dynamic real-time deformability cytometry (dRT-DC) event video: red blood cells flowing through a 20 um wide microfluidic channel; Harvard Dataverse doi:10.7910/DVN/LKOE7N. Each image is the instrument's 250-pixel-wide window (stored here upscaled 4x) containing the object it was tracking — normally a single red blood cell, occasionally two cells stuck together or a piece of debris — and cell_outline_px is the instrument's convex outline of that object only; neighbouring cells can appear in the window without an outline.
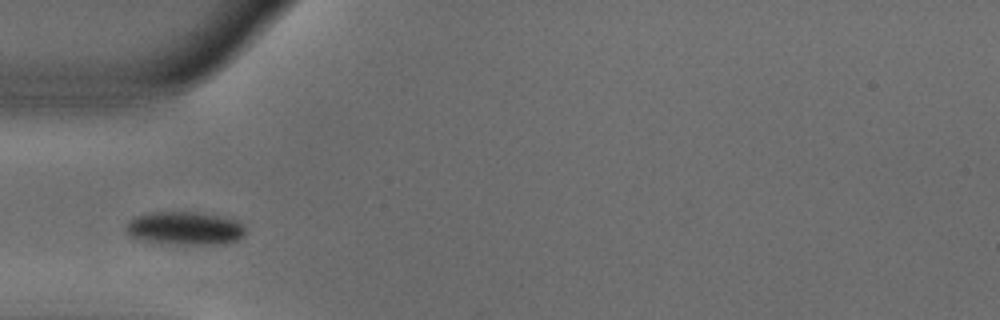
{"species": "common noctule bat (a hibernating species)", "species_latin": "Nyctalus noctula", "temperature_condition": "warm", "stored_images_in_passage": 37, "camera_frame_rate_fps": 3000, "um_per_image_px": 0.085, "animal": {"sex": "male", "body_mass_g": 18.8}, "frame": {"image": 1, "passage_image": 1, "time_ms": 0.0, "image_size_px": [1000, 320], "cell_outline_px": [[244, 236], [236, 240], [224, 244], [176, 244], [144, 240], [132, 236], [124, 228], [124, 224], [128, 220], [136, 216], [148, 212], [196, 212], [224, 216], [236, 220], [244, 228]], "centroid_in_image_um": [15.7, 19.39], "position_along_channel_um": 69.3, "area_um2": 23.12}}
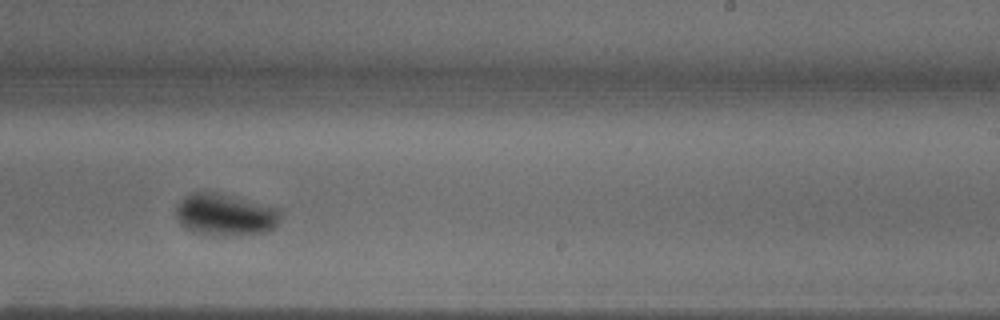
{"frame": {"image": 2, "passage_image": 17, "time_ms": 5.333, "image_size_px": [1000, 320], "cell_outline_px": [[280, 216], [276, 224], [268, 232], [216, 236], [212, 236], [192, 232], [184, 228], [176, 216], [176, 208], [180, 200], [184, 196], [192, 192], [220, 192], [280, 208]], "centroid_in_image_um": [19.12, 18.24], "position_along_channel_um": 269.9, "area_um2": 25.84}}
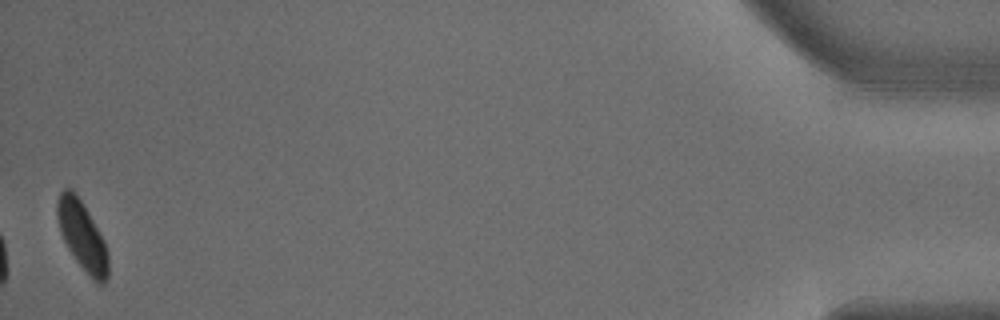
{"frame": {"image": 3, "passage_image": 37, "time_ms": 12.0, "image_size_px": [1000, 320], "cell_outline_px": [[108, 276], [104, 284], [96, 284], [92, 280], [76, 260], [68, 248], [60, 232], [56, 212], [56, 204], [60, 192], [64, 188], [72, 188], [76, 192], [104, 240], [108, 252]], "centroid_in_image_um": [6.99, 20.05], "position_along_channel_um": 428.2, "area_um2": 20.46}, "authors_computed_cell_mechanics": {"area_um2": 23.0622, "velocity_mm_per_s": 3.7525, "shape_relaxation_time_tau1_ms": 2.1839, "shape_relaxation_time_tau2_ms": null, "deformation_change_tau1": 0.1169, "deformation_change_tau2": null}}